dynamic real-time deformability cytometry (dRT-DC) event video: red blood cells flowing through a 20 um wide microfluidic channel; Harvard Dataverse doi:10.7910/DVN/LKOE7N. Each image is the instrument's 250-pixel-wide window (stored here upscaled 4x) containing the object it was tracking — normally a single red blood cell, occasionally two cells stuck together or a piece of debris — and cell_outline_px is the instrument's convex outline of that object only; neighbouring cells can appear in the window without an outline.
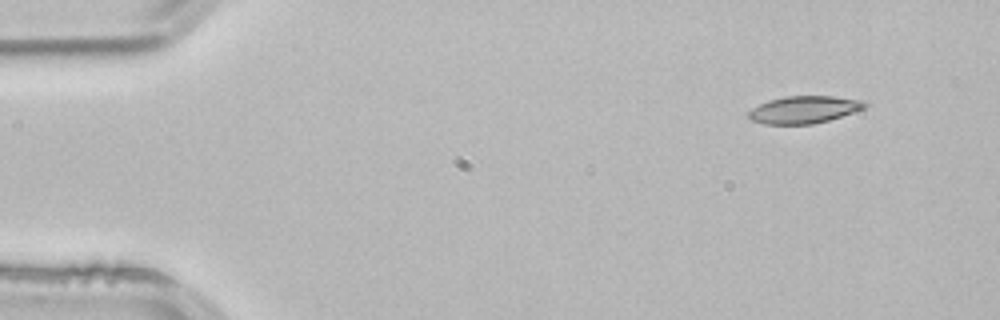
{"species": "common noctule bat (a hibernating species)", "species_latin": "Nyctalus noctula", "temperature_condition": "room temperature", "stored_images_in_passage": 3, "camera_frame_rate_fps": 3000, "um_per_image_px": 0.085, "animal": {"sex": "male", "body_mass_g": 21.5, "forearm_length_mm": 52.0}, "frame": {"image": 1, "passage_image": 1, "time_ms": 0.0, "image_size_px": [1000, 320], "cell_outline_px": [[868, 104], [864, 108], [828, 120], [812, 124], [764, 124], [752, 120], [748, 116], [748, 112], [752, 108], [768, 100], [784, 96], [832, 96], [860, 100]], "centroid_in_image_um": [68.3, 9.31], "position_along_channel_um": 16.7, "area_um2": 18.26}}
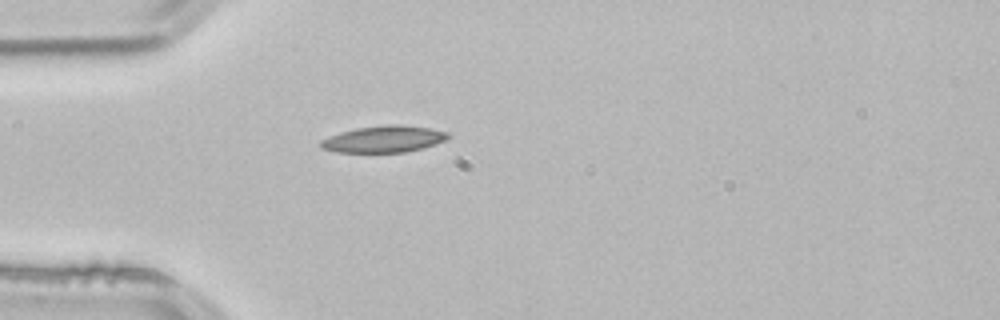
{"frame": {"image": 2, "passage_image": 3, "time_ms": 0.667, "image_size_px": [1000, 320], "cell_outline_px": [[452, 136], [448, 140], [424, 148], [404, 152], [336, 152], [320, 148], [320, 140], [356, 128], [388, 124], [400, 124], [432, 128], [448, 132]], "centroid_in_image_um": [32.71, 11.82], "position_along_channel_um": 52.3, "area_um2": 19.88}}